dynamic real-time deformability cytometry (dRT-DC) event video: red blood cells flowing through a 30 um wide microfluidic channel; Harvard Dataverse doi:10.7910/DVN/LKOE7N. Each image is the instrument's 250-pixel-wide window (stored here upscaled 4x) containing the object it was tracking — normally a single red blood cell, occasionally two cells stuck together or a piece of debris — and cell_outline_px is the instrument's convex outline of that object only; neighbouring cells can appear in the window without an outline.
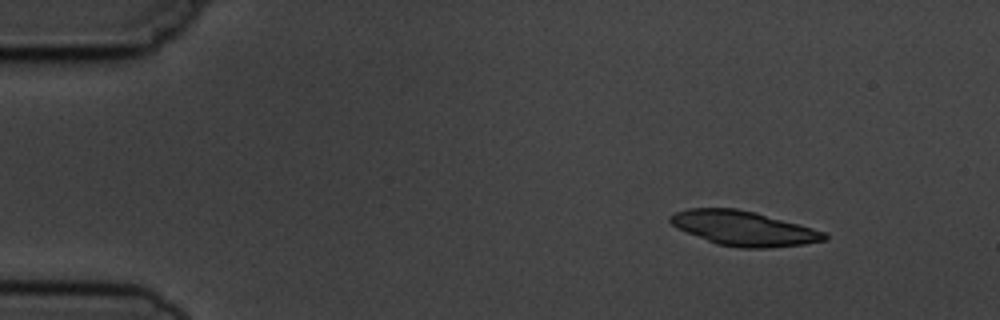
{"species": "common noctule bat (a hibernating species)", "species_latin": "Nyctalus noctula", "temperature_condition": "cold", "stored_images_in_passage": 3, "camera_frame_rate_fps": 3000, "um_per_image_px": 0.085, "animal": {"sex": "male", "body_mass_g": 19.5, "forearm_length_mm": 54.6}, "frame": {"image": 1, "passage_image": 1, "time_ms": 0.0, "image_size_px": [1000, 320], "cell_outline_px": [[828, 240], [804, 244], [768, 248], [740, 248], [716, 244], [676, 228], [668, 220], [668, 216], [676, 212], [688, 208], [736, 208], [756, 212], [800, 224], [824, 232], [828, 236]], "centroid_in_image_um": [63.2, 19.41], "position_along_channel_um": 21.8, "area_um2": 31.27}}